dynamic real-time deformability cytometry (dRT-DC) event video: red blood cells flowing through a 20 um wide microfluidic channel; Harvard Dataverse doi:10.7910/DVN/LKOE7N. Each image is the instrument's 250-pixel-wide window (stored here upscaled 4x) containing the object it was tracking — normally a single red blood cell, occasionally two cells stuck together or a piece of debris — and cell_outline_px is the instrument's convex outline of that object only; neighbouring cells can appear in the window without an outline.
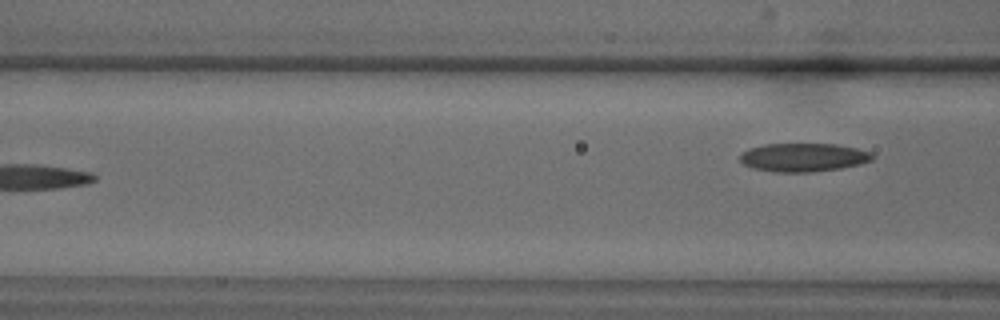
{"species": "common noctule bat (a hibernating species)", "species_latin": "Nyctalus noctula", "temperature_condition": "warm", "stored_images_in_passage": 14, "camera_frame_rate_fps": 3000, "um_per_image_px": 0.085, "animal": {"sex": "male", "body_mass_g": 18.8}, "frame": {"image": 1, "passage_image": 14, "time_ms": 4.333, "image_size_px": [1000, 320], "cell_outline_px": [[872, 160], [860, 164], [840, 168], [812, 172], [776, 172], [752, 168], [744, 164], [740, 160], [740, 152], [748, 148], [764, 144], [836, 144], [856, 148], [872, 152]], "centroid_in_image_um": [68.25, 13.37], "position_along_channel_um": 98.3, "area_um2": 22.02}}